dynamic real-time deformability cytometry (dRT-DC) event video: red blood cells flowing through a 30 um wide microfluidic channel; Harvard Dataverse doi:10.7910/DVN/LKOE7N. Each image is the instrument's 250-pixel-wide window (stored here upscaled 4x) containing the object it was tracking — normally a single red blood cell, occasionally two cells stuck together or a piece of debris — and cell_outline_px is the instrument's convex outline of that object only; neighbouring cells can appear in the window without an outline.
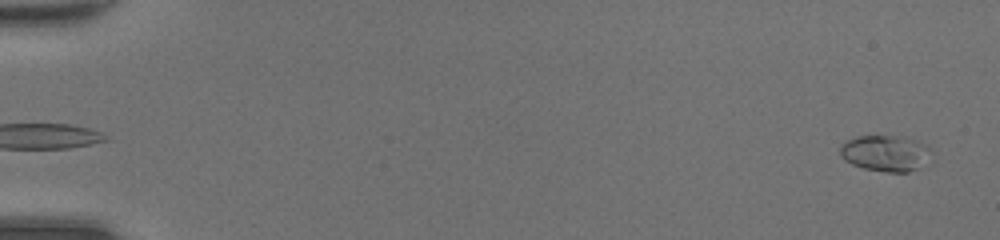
{"species": "common noctule bat (a hibernating species)", "species_latin": "Nyctalus noctula", "temperature_condition": "room temperature", "stored_images_in_passage": 48, "camera_frame_rate_fps": 3000, "um_per_image_px": 0.085, "animal": {"sex": "female", "body_mass_g": 20.0, "forearm_length_mm": 54.0}, "frame": {"image": 1, "passage_image": 2, "time_ms": 0.333, "image_size_px": [1000, 240], "cell_outline_px": [[928, 148], [924, 164], [908, 172], [884, 172], [864, 168], [852, 164], [844, 160], [840, 156], [840, 148], [844, 140], [856, 136], [904, 136], [924, 144]], "centroid_in_image_um": [75.16, 13.01], "position_along_channel_um": 9.8, "area_um2": 18.9}}
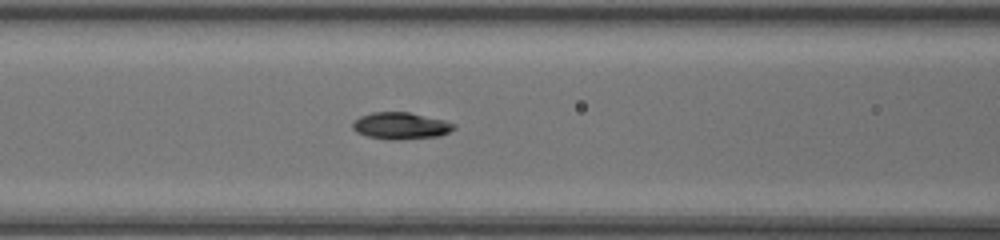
{"frame": {"image": 2, "passage_image": 22, "time_ms": 7.0, "image_size_px": [1000, 240], "cell_outline_px": [[456, 128], [440, 136], [396, 140], [388, 140], [368, 136], [356, 132], [352, 128], [352, 120], [360, 116], [372, 112], [408, 112], [444, 120], [456, 124]], "centroid_in_image_um": [34.04, 10.69], "position_along_channel_um": 132.6, "area_um2": 15.95}}
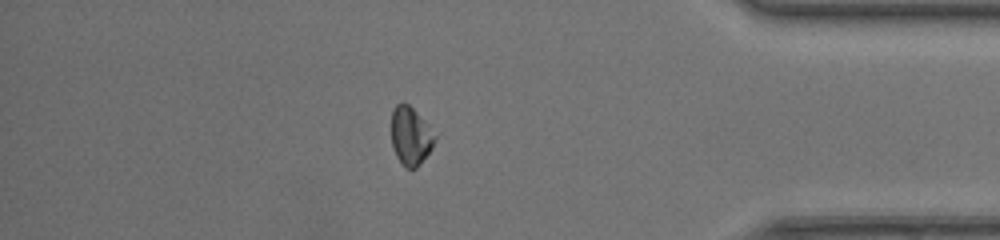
{"frame": {"image": 3, "passage_image": 42, "time_ms": 13.667, "image_size_px": [1000, 240], "cell_outline_px": [[436, 136], [432, 148], [416, 168], [408, 168], [396, 156], [392, 144], [392, 108], [396, 104], [408, 104], [428, 124]], "centroid_in_image_um": [34.9, 11.54], "position_along_channel_um": 400.3, "area_um2": 14.39}, "authors_computed_cell_mechanics": {"area_um2": 15.7794, "velocity_mm_per_s": 4.4416, "shape_relaxation_time_tau1_ms": 3.3192, "shape_relaxation_time_tau2_ms": null, "deformation_change_tau1": 0.1438, "deformation_change_tau2": null}}